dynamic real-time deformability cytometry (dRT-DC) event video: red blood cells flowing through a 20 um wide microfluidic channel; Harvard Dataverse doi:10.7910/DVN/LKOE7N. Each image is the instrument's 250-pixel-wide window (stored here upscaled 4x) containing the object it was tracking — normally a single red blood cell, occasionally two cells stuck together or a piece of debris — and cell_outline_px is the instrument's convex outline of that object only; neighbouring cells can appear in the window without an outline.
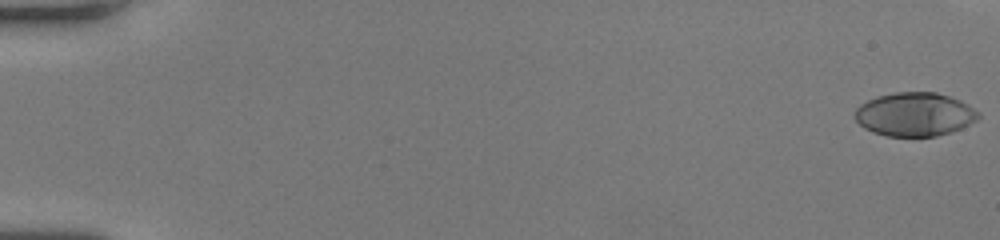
{"species": "human", "species_latin": "Homo sapiens", "temperature_condition": "room temperature", "stored_images_in_passage": 45, "camera_frame_rate_fps": 3000, "um_per_image_px": 0.085, "donor": {"sex": "female"}, "frame": {"image": 1, "passage_image": 1, "time_ms": 0.0, "image_size_px": [1000, 240], "cell_outline_px": [[980, 116], [976, 120], [952, 132], [936, 136], [888, 136], [872, 132], [864, 128], [856, 120], [856, 108], [860, 104], [876, 96], [896, 92], [936, 92], [960, 100], [968, 104], [980, 112]], "centroid_in_image_um": [77.76, 9.71], "position_along_channel_um": 7.2, "area_um2": 31.39}}
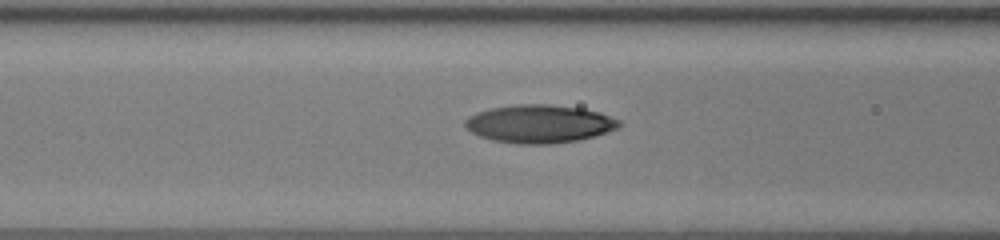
{"frame": {"image": 2, "passage_image": 24, "time_ms": 7.667, "image_size_px": [1000, 240], "cell_outline_px": [[620, 124], [616, 128], [596, 136], [580, 140], [552, 144], [520, 144], [492, 140], [480, 136], [472, 132], [464, 124], [464, 120], [468, 116], [476, 112], [488, 108], [516, 104], [548, 104], [580, 108], [600, 112], [620, 120]], "centroid_in_image_um": [45.83, 10.52], "position_along_channel_um": 120.8, "area_um2": 34.33}}
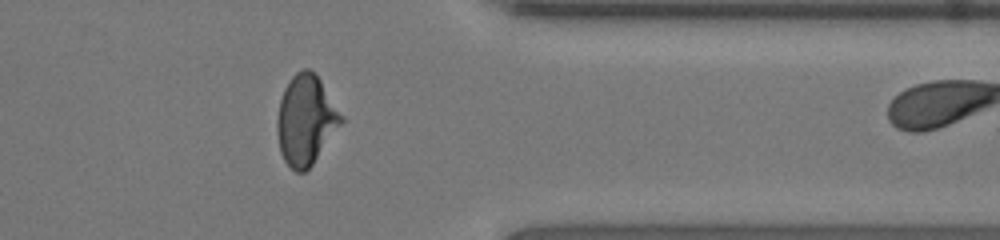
{"frame": {"image": 3, "passage_image": 44, "time_ms": 14.333, "image_size_px": [1000, 240], "cell_outline_px": [[344, 120], [312, 164], [304, 172], [296, 172], [284, 160], [280, 152], [276, 132], [276, 120], [280, 100], [284, 88], [288, 80], [296, 72], [304, 68], [308, 68], [316, 72], [344, 116]], "centroid_in_image_um": [25.99, 10.16], "position_along_channel_um": 385.4, "area_um2": 33.7}}